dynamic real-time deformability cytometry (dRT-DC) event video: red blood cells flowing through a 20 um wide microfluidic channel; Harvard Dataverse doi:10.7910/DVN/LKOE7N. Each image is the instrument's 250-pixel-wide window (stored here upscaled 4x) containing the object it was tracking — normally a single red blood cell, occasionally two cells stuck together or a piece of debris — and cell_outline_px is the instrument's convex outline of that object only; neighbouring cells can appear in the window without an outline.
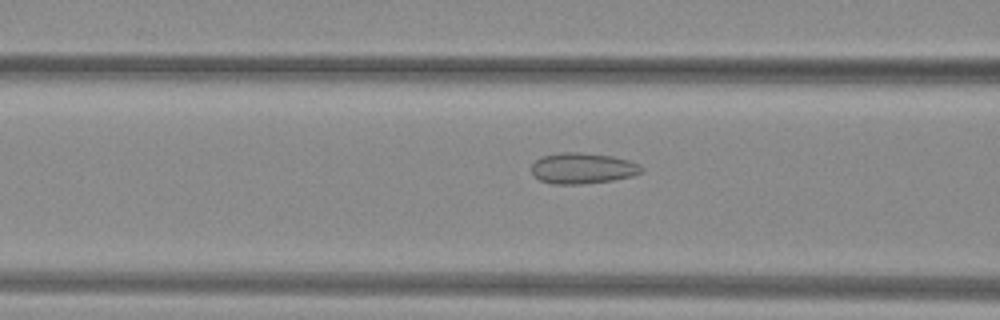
{"species": "common noctule bat (a hibernating species)", "species_latin": "Nyctalus noctula", "temperature_condition": "warm", "stored_images_in_passage": 30, "camera_frame_rate_fps": 3000, "um_per_image_px": 0.085, "animal": {"sex": "female", "body_mass_g": 29.2, "forearm_length_mm": 56.3}, "frame": {"image": 1, "passage_image": 4, "time_ms": 1.0, "image_size_px": [1000, 320], "cell_outline_px": [[644, 172], [632, 176], [612, 180], [580, 184], [552, 184], [540, 180], [532, 172], [532, 164], [540, 156], [560, 152], [580, 152], [612, 156], [628, 160], [640, 164], [644, 168]], "centroid_in_image_um": [49.54, 14.29], "position_along_channel_um": 117.1, "area_um2": 19.88}}
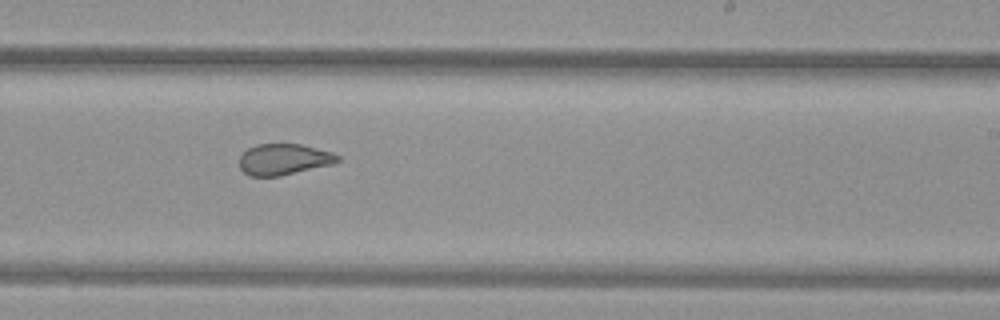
{"frame": {"image": 2, "passage_image": 15, "time_ms": 4.667, "image_size_px": [1000, 320], "cell_outline_px": [[340, 160], [332, 164], [280, 176], [248, 176], [240, 168], [240, 156], [248, 148], [256, 144], [300, 144], [332, 152], [340, 156]], "centroid_in_image_um": [24.12, 13.54], "position_along_channel_um": 264.9, "area_um2": 17.74}}
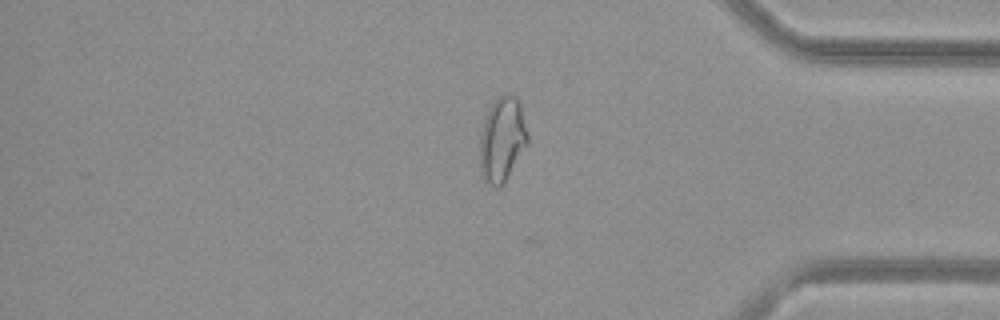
{"frame": {"image": 3, "passage_image": 26, "time_ms": 8.333, "image_size_px": [1000, 320], "cell_outline_px": [[528, 144], [504, 184], [500, 188], [496, 188], [484, 180], [480, 172], [480, 132], [484, 116], [488, 108], [504, 92], [516, 96], [520, 104], [528, 132]], "centroid_in_image_um": [42.68, 11.86], "position_along_channel_um": 392.5, "area_um2": 24.04}}